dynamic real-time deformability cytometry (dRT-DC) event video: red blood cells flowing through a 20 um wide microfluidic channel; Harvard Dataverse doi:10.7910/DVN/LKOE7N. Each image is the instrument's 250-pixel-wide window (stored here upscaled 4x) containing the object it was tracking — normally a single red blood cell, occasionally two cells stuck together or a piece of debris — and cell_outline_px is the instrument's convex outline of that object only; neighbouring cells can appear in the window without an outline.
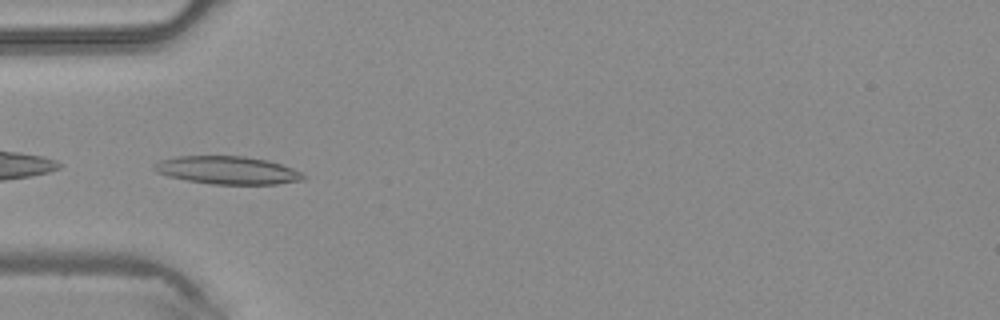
{"species": "common noctule bat (a hibernating species)", "species_latin": "Nyctalus noctula", "temperature_condition": "warm", "stored_images_in_passage": 2, "camera_frame_rate_fps": 3000, "um_per_image_px": 0.085, "animal": {"sex": "male", "body_mass_g": 20.4}, "frame": {"image": 1, "passage_image": 2, "time_ms": 0.333, "image_size_px": [1000, 320], "cell_outline_px": [[308, 176], [304, 180], [276, 184], [212, 184], [188, 180], [168, 176], [156, 172], [152, 168], [152, 164], [160, 160], [176, 156], [244, 156], [268, 160], [292, 168]], "centroid_in_image_um": [19.33, 14.46], "position_along_channel_um": 65.7, "area_um2": 24.33}}